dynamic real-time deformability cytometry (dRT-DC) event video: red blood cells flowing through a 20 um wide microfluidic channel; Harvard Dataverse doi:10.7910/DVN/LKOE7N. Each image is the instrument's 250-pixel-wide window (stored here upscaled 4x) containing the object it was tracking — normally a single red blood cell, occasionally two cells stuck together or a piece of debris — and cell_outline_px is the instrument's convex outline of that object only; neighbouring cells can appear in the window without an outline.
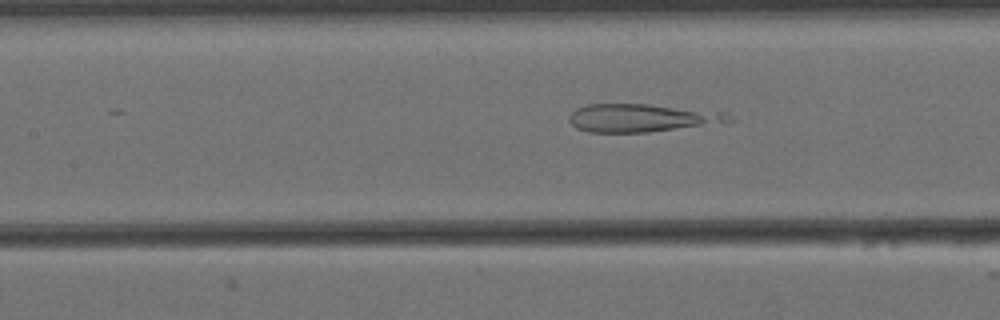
{"species": "Egyptian fruit bat (a non-hibernating species)", "species_latin": "Rousettus aegyptiacus", "temperature_condition": "cold", "stored_images_in_passage": 56, "camera_frame_rate_fps": 3000, "um_per_image_px": 0.085, "animal": {"sex": "female"}, "frame": {"image": 1, "passage_image": 24, "time_ms": 7.667, "image_size_px": [1000, 320], "cell_outline_px": [[736, 120], [648, 132], [588, 132], [576, 128], [568, 120], [568, 116], [576, 108], [588, 104], [648, 104], [728, 112]], "centroid_in_image_um": [54.5, 10.01], "position_along_channel_um": 152.9, "area_um2": 25.89}}
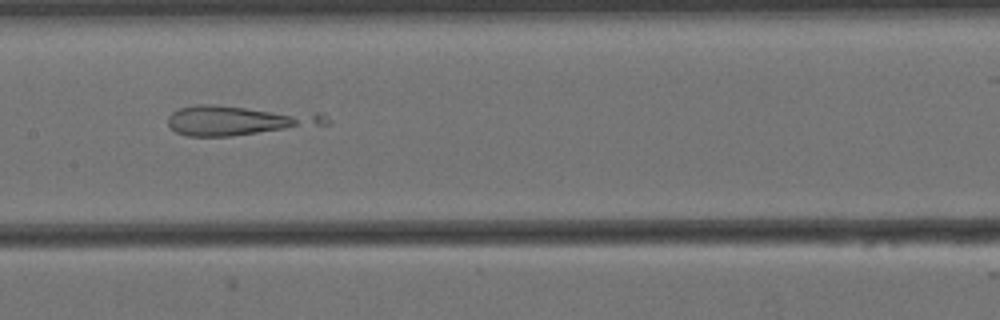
{"frame": {"image": 2, "passage_image": 27, "time_ms": 8.667, "image_size_px": [1000, 320], "cell_outline_px": [[332, 124], [232, 136], [188, 136], [176, 132], [168, 124], [168, 116], [172, 112], [180, 108], [196, 104], [212, 104], [324, 112], [332, 120]], "centroid_in_image_um": [20.43, 10.2], "position_along_channel_um": 187.0, "area_um2": 28.15}}
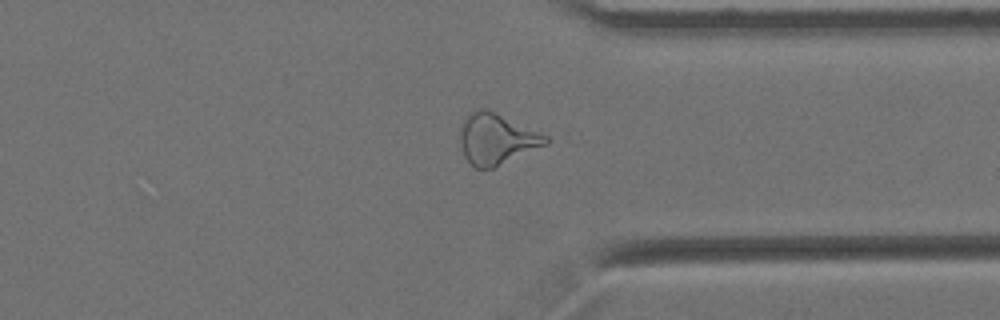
{"frame": {"image": 3, "passage_image": 43, "time_ms": 14.0, "image_size_px": [1000, 320], "cell_outline_px": [[552, 140], [548, 144], [492, 168], [476, 168], [464, 156], [460, 140], [460, 128], [468, 112], [472, 108], [488, 108], [548, 136]], "centroid_in_image_um": [42.21, 11.77], "position_along_channel_um": 369.2, "area_um2": 25.49}}